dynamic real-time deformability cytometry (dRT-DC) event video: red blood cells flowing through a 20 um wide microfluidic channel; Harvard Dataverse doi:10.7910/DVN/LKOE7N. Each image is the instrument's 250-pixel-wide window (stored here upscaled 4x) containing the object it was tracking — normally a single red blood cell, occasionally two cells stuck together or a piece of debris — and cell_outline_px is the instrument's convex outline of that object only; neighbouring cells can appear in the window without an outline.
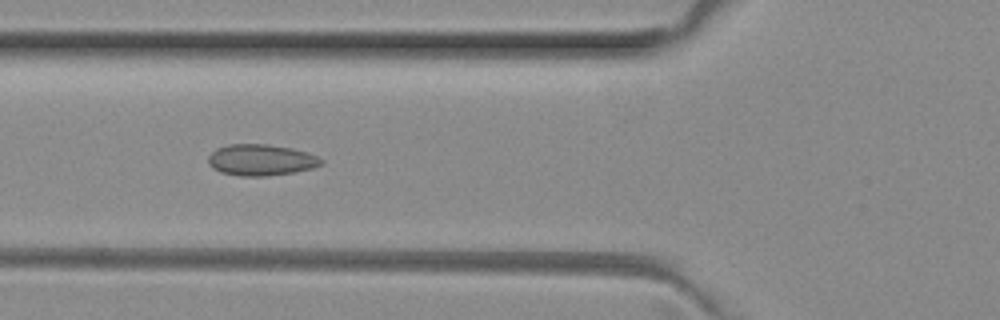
{"species": "common noctule bat (a hibernating species)", "species_latin": "Nyctalus noctula", "temperature_condition": "room temperature", "stored_images_in_passage": 5, "camera_frame_rate_fps": 3000, "um_per_image_px": 0.085, "animal": {"sex": "female", "body_mass_g": 29.2, "forearm_length_mm": 56.3}, "frame": {"image": 1, "passage_image": 4, "time_ms": 1.0, "image_size_px": [1000, 320], "cell_outline_px": [[324, 164], [312, 168], [296, 172], [264, 176], [240, 176], [220, 172], [212, 168], [208, 164], [208, 156], [216, 148], [228, 144], [268, 144], [292, 148], [316, 156], [324, 160]], "centroid_in_image_um": [22.16, 13.6], "position_along_channel_um": 103.6, "area_um2": 20.69}}
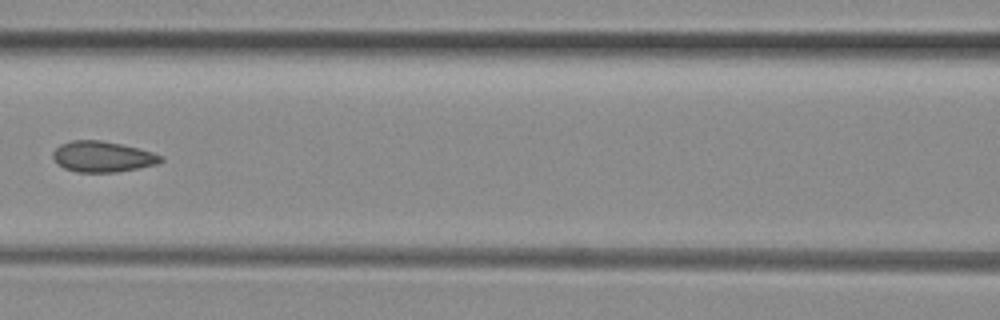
{"frame": {"image": 2, "passage_image": 5, "time_ms": 1.333, "image_size_px": [1000, 320], "cell_outline_px": [[164, 160], [156, 164], [116, 172], [76, 172], [64, 168], [56, 164], [52, 156], [52, 152], [60, 144], [72, 140], [100, 140], [120, 144], [152, 152], [164, 156]], "centroid_in_image_um": [8.67, 13.31], "position_along_channel_um": 157.9, "area_um2": 19.31}}